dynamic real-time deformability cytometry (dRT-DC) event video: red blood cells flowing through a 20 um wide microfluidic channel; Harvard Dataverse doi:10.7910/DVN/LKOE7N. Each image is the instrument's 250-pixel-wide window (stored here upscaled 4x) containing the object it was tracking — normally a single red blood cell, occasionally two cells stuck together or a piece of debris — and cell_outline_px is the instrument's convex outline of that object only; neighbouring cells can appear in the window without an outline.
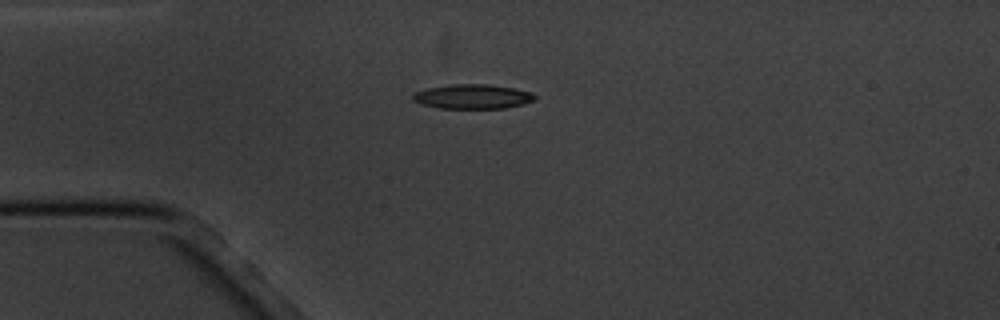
{"species": "common noctule bat (a hibernating species)", "species_latin": "Nyctalus noctula", "temperature_condition": "cold", "stored_images_in_passage": 8, "camera_frame_rate_fps": 3000, "um_per_image_px": 0.085, "animal": {"sex": "male", "body_mass_g": 20.1, "forearm_length_mm": 53.5}, "frame": {"image": 1, "passage_image": 1, "time_ms": 0.0, "image_size_px": [1000, 320], "cell_outline_px": [[536, 100], [504, 108], [440, 108], [420, 104], [412, 100], [412, 96], [416, 92], [428, 88], [452, 84], [488, 84], [512, 88], [532, 92], [536, 96]], "centroid_in_image_um": [40.16, 8.2], "position_along_channel_um": 44.8, "area_um2": 17.28}}
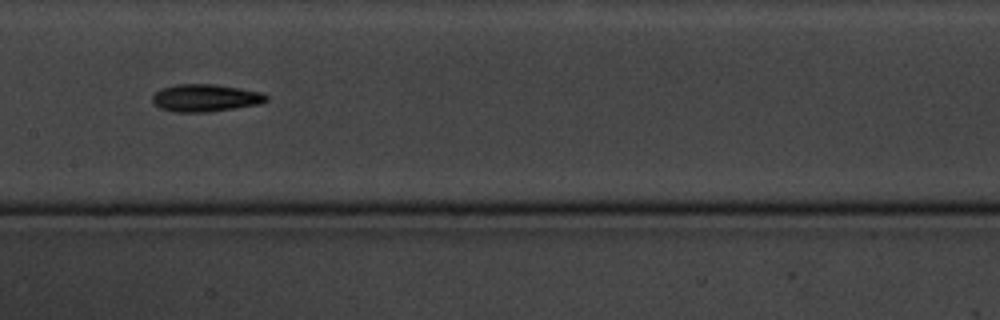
{"frame": {"image": 2, "passage_image": 5, "time_ms": 4.667, "image_size_px": [1000, 320], "cell_outline_px": [[268, 100], [260, 104], [236, 108], [208, 112], [176, 112], [160, 108], [152, 100], [152, 96], [160, 88], [176, 84], [216, 84], [264, 92], [268, 96]], "centroid_in_image_um": [17.5, 8.31], "position_along_channel_um": 189.9, "area_um2": 18.38}}
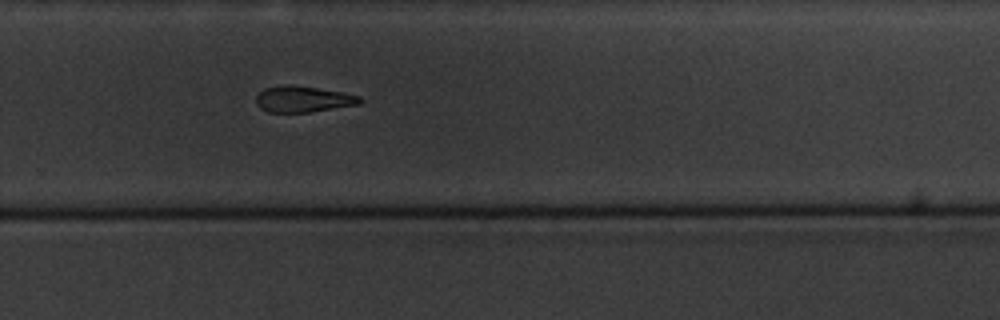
{"frame": {"image": 3, "passage_image": 8, "time_ms": 8.0, "image_size_px": [1000, 320], "cell_outline_px": [[364, 100], [360, 104], [312, 112], [268, 112], [260, 108], [256, 104], [256, 96], [264, 88], [284, 84], [288, 84], [316, 88], [340, 92], [360, 96]], "centroid_in_image_um": [25.75, 8.43], "position_along_channel_um": 304.0, "area_um2": 15.84}}